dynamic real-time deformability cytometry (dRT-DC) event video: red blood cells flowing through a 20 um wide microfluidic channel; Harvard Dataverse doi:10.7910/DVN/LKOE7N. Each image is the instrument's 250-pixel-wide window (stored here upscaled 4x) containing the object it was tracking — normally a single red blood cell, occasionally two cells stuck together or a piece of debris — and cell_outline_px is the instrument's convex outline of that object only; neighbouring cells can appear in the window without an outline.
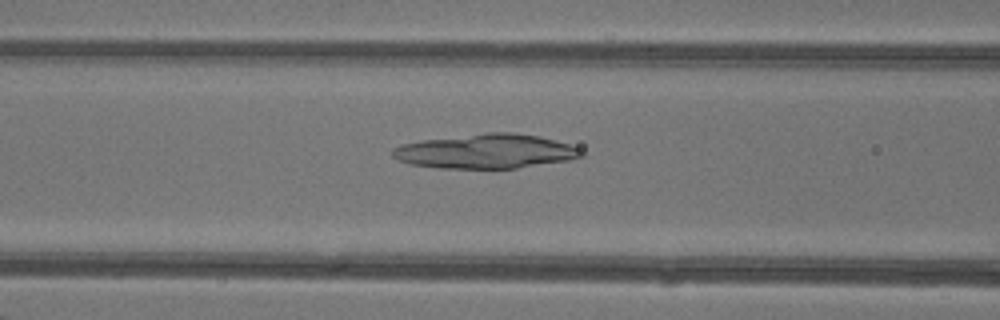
{"species": "common noctule bat (a hibernating species)", "species_latin": "Nyctalus noctula", "temperature_condition": "warm", "stored_images_in_passage": 36, "camera_frame_rate_fps": 3000, "um_per_image_px": 0.085, "animal": {"sex": "female"}, "frame": {"image": 1, "passage_image": 9, "time_ms": 2.667, "image_size_px": [1000, 320], "cell_outline_px": [[584, 156], [568, 160], [516, 168], [436, 168], [412, 164], [400, 160], [392, 156], [392, 148], [404, 144], [420, 140], [488, 132], [512, 132], [540, 136], [556, 140], [580, 148], [584, 152]], "centroid_in_image_um": [41.33, 12.85], "position_along_channel_um": 125.3, "area_um2": 37.8}}
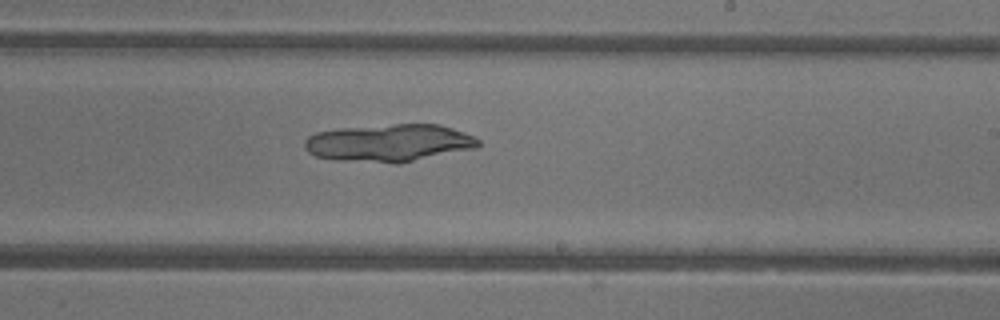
{"frame": {"image": 2, "passage_image": 18, "time_ms": 5.667, "image_size_px": [1000, 320], "cell_outline_px": [[480, 144], [476, 148], [400, 164], [392, 164], [332, 160], [316, 156], [308, 152], [304, 148], [304, 140], [308, 136], [316, 132], [340, 128], [392, 124], [440, 124], [452, 128], [472, 136], [480, 140]], "centroid_in_image_um": [33.05, 12.16], "position_along_channel_um": 256.0, "area_um2": 38.49}}
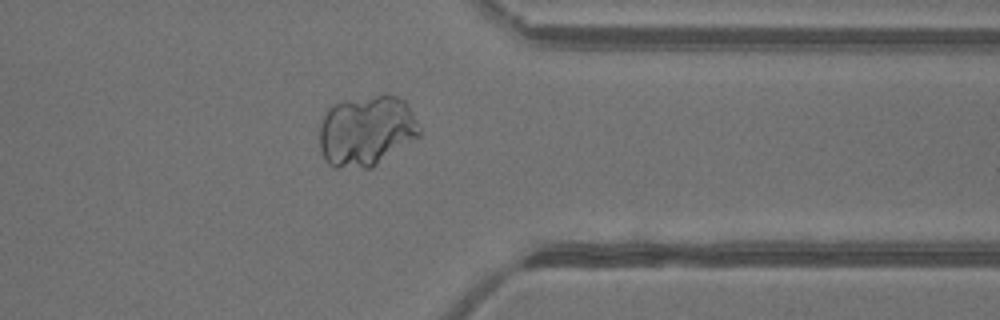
{"frame": {"image": 3, "passage_image": 27, "time_ms": 8.667, "image_size_px": [1000, 320], "cell_outline_px": [[420, 136], [372, 168], [336, 168], [328, 164], [324, 160], [320, 152], [320, 124], [328, 108], [332, 104], [376, 96], [396, 96], [404, 100], [408, 104], [420, 124]], "centroid_in_image_um": [31.15, 11.16], "position_along_channel_um": 380.2, "area_um2": 41.27}}